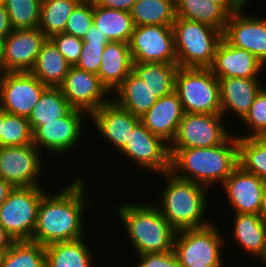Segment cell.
Listing matches in <instances>:
<instances>
[{"label": "cell", "mask_w": 266, "mask_h": 267, "mask_svg": "<svg viewBox=\"0 0 266 267\" xmlns=\"http://www.w3.org/2000/svg\"><path fill=\"white\" fill-rule=\"evenodd\" d=\"M86 184L83 175H77L56 193L46 192L42 196L31 241L47 246L85 236L83 215L94 206L91 199H86Z\"/></svg>", "instance_id": "1"}, {"label": "cell", "mask_w": 266, "mask_h": 267, "mask_svg": "<svg viewBox=\"0 0 266 267\" xmlns=\"http://www.w3.org/2000/svg\"><path fill=\"white\" fill-rule=\"evenodd\" d=\"M169 152L170 172L208 188L222 184L239 165L235 134L214 147L169 148Z\"/></svg>", "instance_id": "2"}, {"label": "cell", "mask_w": 266, "mask_h": 267, "mask_svg": "<svg viewBox=\"0 0 266 267\" xmlns=\"http://www.w3.org/2000/svg\"><path fill=\"white\" fill-rule=\"evenodd\" d=\"M160 176L166 179L165 187L154 204L176 231L202 228L213 222L206 220L207 206H210L208 187L178 178L170 171Z\"/></svg>", "instance_id": "3"}, {"label": "cell", "mask_w": 266, "mask_h": 267, "mask_svg": "<svg viewBox=\"0 0 266 267\" xmlns=\"http://www.w3.org/2000/svg\"><path fill=\"white\" fill-rule=\"evenodd\" d=\"M116 213L137 255L173 250L177 231L153 202H124L117 206Z\"/></svg>", "instance_id": "4"}, {"label": "cell", "mask_w": 266, "mask_h": 267, "mask_svg": "<svg viewBox=\"0 0 266 267\" xmlns=\"http://www.w3.org/2000/svg\"><path fill=\"white\" fill-rule=\"evenodd\" d=\"M172 29L178 66L210 68L223 32L209 25L179 17H176Z\"/></svg>", "instance_id": "5"}, {"label": "cell", "mask_w": 266, "mask_h": 267, "mask_svg": "<svg viewBox=\"0 0 266 267\" xmlns=\"http://www.w3.org/2000/svg\"><path fill=\"white\" fill-rule=\"evenodd\" d=\"M175 92L184 113L221 114L219 81L210 68L179 67Z\"/></svg>", "instance_id": "6"}, {"label": "cell", "mask_w": 266, "mask_h": 267, "mask_svg": "<svg viewBox=\"0 0 266 267\" xmlns=\"http://www.w3.org/2000/svg\"><path fill=\"white\" fill-rule=\"evenodd\" d=\"M214 224L177 231L173 251L181 267H224L222 250L227 239Z\"/></svg>", "instance_id": "7"}, {"label": "cell", "mask_w": 266, "mask_h": 267, "mask_svg": "<svg viewBox=\"0 0 266 267\" xmlns=\"http://www.w3.org/2000/svg\"><path fill=\"white\" fill-rule=\"evenodd\" d=\"M44 188L15 187L0 206V225L13 241H31Z\"/></svg>", "instance_id": "8"}, {"label": "cell", "mask_w": 266, "mask_h": 267, "mask_svg": "<svg viewBox=\"0 0 266 267\" xmlns=\"http://www.w3.org/2000/svg\"><path fill=\"white\" fill-rule=\"evenodd\" d=\"M85 120H89L86 112L72 108L64 117L38 126L33 131V145L47 155L55 154L52 157L62 156L75 149L84 138Z\"/></svg>", "instance_id": "9"}, {"label": "cell", "mask_w": 266, "mask_h": 267, "mask_svg": "<svg viewBox=\"0 0 266 267\" xmlns=\"http://www.w3.org/2000/svg\"><path fill=\"white\" fill-rule=\"evenodd\" d=\"M224 120L222 114L184 113L169 148H206L223 144L233 132Z\"/></svg>", "instance_id": "10"}, {"label": "cell", "mask_w": 266, "mask_h": 267, "mask_svg": "<svg viewBox=\"0 0 266 267\" xmlns=\"http://www.w3.org/2000/svg\"><path fill=\"white\" fill-rule=\"evenodd\" d=\"M42 154L33 144L0 147V178L14 187L42 186L39 182L45 173Z\"/></svg>", "instance_id": "11"}, {"label": "cell", "mask_w": 266, "mask_h": 267, "mask_svg": "<svg viewBox=\"0 0 266 267\" xmlns=\"http://www.w3.org/2000/svg\"><path fill=\"white\" fill-rule=\"evenodd\" d=\"M137 63H177L172 26H135L128 43Z\"/></svg>", "instance_id": "12"}, {"label": "cell", "mask_w": 266, "mask_h": 267, "mask_svg": "<svg viewBox=\"0 0 266 267\" xmlns=\"http://www.w3.org/2000/svg\"><path fill=\"white\" fill-rule=\"evenodd\" d=\"M139 170L162 174L170 171L169 144L152 134L141 122L132 131L126 145L119 151ZM141 168V169H140Z\"/></svg>", "instance_id": "13"}, {"label": "cell", "mask_w": 266, "mask_h": 267, "mask_svg": "<svg viewBox=\"0 0 266 267\" xmlns=\"http://www.w3.org/2000/svg\"><path fill=\"white\" fill-rule=\"evenodd\" d=\"M46 86L31 72L0 73V107L29 118Z\"/></svg>", "instance_id": "14"}, {"label": "cell", "mask_w": 266, "mask_h": 267, "mask_svg": "<svg viewBox=\"0 0 266 267\" xmlns=\"http://www.w3.org/2000/svg\"><path fill=\"white\" fill-rule=\"evenodd\" d=\"M60 89L73 109L82 110L88 115L111 100V94L101 84L97 74L76 66H70Z\"/></svg>", "instance_id": "15"}, {"label": "cell", "mask_w": 266, "mask_h": 267, "mask_svg": "<svg viewBox=\"0 0 266 267\" xmlns=\"http://www.w3.org/2000/svg\"><path fill=\"white\" fill-rule=\"evenodd\" d=\"M244 12L228 16L223 38L232 46L249 51L266 66V18Z\"/></svg>", "instance_id": "16"}, {"label": "cell", "mask_w": 266, "mask_h": 267, "mask_svg": "<svg viewBox=\"0 0 266 267\" xmlns=\"http://www.w3.org/2000/svg\"><path fill=\"white\" fill-rule=\"evenodd\" d=\"M47 39L39 28L13 29L4 39L3 72H31Z\"/></svg>", "instance_id": "17"}, {"label": "cell", "mask_w": 266, "mask_h": 267, "mask_svg": "<svg viewBox=\"0 0 266 267\" xmlns=\"http://www.w3.org/2000/svg\"><path fill=\"white\" fill-rule=\"evenodd\" d=\"M92 127L103 137V141L119 152L127 143L140 118L120 108L110 100L89 115Z\"/></svg>", "instance_id": "18"}, {"label": "cell", "mask_w": 266, "mask_h": 267, "mask_svg": "<svg viewBox=\"0 0 266 267\" xmlns=\"http://www.w3.org/2000/svg\"><path fill=\"white\" fill-rule=\"evenodd\" d=\"M234 213L259 214L266 183L237 166L221 184Z\"/></svg>", "instance_id": "19"}, {"label": "cell", "mask_w": 266, "mask_h": 267, "mask_svg": "<svg viewBox=\"0 0 266 267\" xmlns=\"http://www.w3.org/2000/svg\"><path fill=\"white\" fill-rule=\"evenodd\" d=\"M265 67L252 53L232 46L222 38L216 48L210 70L217 78L238 77L259 79L263 76L260 73H263Z\"/></svg>", "instance_id": "20"}, {"label": "cell", "mask_w": 266, "mask_h": 267, "mask_svg": "<svg viewBox=\"0 0 266 267\" xmlns=\"http://www.w3.org/2000/svg\"><path fill=\"white\" fill-rule=\"evenodd\" d=\"M184 110L178 94L158 98L156 103L146 112L140 122L154 135L161 137L169 145L174 140Z\"/></svg>", "instance_id": "21"}, {"label": "cell", "mask_w": 266, "mask_h": 267, "mask_svg": "<svg viewBox=\"0 0 266 267\" xmlns=\"http://www.w3.org/2000/svg\"><path fill=\"white\" fill-rule=\"evenodd\" d=\"M218 81L221 96V114L224 118L227 115L230 116L231 113L235 114V117L240 118V122L249 112L256 95L265 85L260 79L252 78H218Z\"/></svg>", "instance_id": "22"}, {"label": "cell", "mask_w": 266, "mask_h": 267, "mask_svg": "<svg viewBox=\"0 0 266 267\" xmlns=\"http://www.w3.org/2000/svg\"><path fill=\"white\" fill-rule=\"evenodd\" d=\"M133 69V58L126 42L111 41L102 53L97 76L112 95Z\"/></svg>", "instance_id": "23"}, {"label": "cell", "mask_w": 266, "mask_h": 267, "mask_svg": "<svg viewBox=\"0 0 266 267\" xmlns=\"http://www.w3.org/2000/svg\"><path fill=\"white\" fill-rule=\"evenodd\" d=\"M232 241L241 251L261 259L266 250V223L259 214L234 213Z\"/></svg>", "instance_id": "24"}, {"label": "cell", "mask_w": 266, "mask_h": 267, "mask_svg": "<svg viewBox=\"0 0 266 267\" xmlns=\"http://www.w3.org/2000/svg\"><path fill=\"white\" fill-rule=\"evenodd\" d=\"M120 108L141 118L156 103L152 90L133 71L111 95Z\"/></svg>", "instance_id": "25"}, {"label": "cell", "mask_w": 266, "mask_h": 267, "mask_svg": "<svg viewBox=\"0 0 266 267\" xmlns=\"http://www.w3.org/2000/svg\"><path fill=\"white\" fill-rule=\"evenodd\" d=\"M83 238L45 246L46 267H93V249Z\"/></svg>", "instance_id": "26"}, {"label": "cell", "mask_w": 266, "mask_h": 267, "mask_svg": "<svg viewBox=\"0 0 266 267\" xmlns=\"http://www.w3.org/2000/svg\"><path fill=\"white\" fill-rule=\"evenodd\" d=\"M70 66L56 45L47 39L31 73L46 87H60Z\"/></svg>", "instance_id": "27"}, {"label": "cell", "mask_w": 266, "mask_h": 267, "mask_svg": "<svg viewBox=\"0 0 266 267\" xmlns=\"http://www.w3.org/2000/svg\"><path fill=\"white\" fill-rule=\"evenodd\" d=\"M176 17L200 22L224 32L229 14L211 0H175Z\"/></svg>", "instance_id": "28"}, {"label": "cell", "mask_w": 266, "mask_h": 267, "mask_svg": "<svg viewBox=\"0 0 266 267\" xmlns=\"http://www.w3.org/2000/svg\"><path fill=\"white\" fill-rule=\"evenodd\" d=\"M177 63H137L133 62L132 71L141 78L158 99L175 91Z\"/></svg>", "instance_id": "29"}, {"label": "cell", "mask_w": 266, "mask_h": 267, "mask_svg": "<svg viewBox=\"0 0 266 267\" xmlns=\"http://www.w3.org/2000/svg\"><path fill=\"white\" fill-rule=\"evenodd\" d=\"M93 23L110 41L129 43L135 24L131 13L93 4Z\"/></svg>", "instance_id": "30"}, {"label": "cell", "mask_w": 266, "mask_h": 267, "mask_svg": "<svg viewBox=\"0 0 266 267\" xmlns=\"http://www.w3.org/2000/svg\"><path fill=\"white\" fill-rule=\"evenodd\" d=\"M71 109L60 87H46L28 118L32 132L40 125L64 117Z\"/></svg>", "instance_id": "31"}, {"label": "cell", "mask_w": 266, "mask_h": 267, "mask_svg": "<svg viewBox=\"0 0 266 267\" xmlns=\"http://www.w3.org/2000/svg\"><path fill=\"white\" fill-rule=\"evenodd\" d=\"M130 13L135 26H172L176 20L175 0H136Z\"/></svg>", "instance_id": "32"}, {"label": "cell", "mask_w": 266, "mask_h": 267, "mask_svg": "<svg viewBox=\"0 0 266 267\" xmlns=\"http://www.w3.org/2000/svg\"><path fill=\"white\" fill-rule=\"evenodd\" d=\"M82 0H42L39 29L49 39L64 32L67 20Z\"/></svg>", "instance_id": "33"}, {"label": "cell", "mask_w": 266, "mask_h": 267, "mask_svg": "<svg viewBox=\"0 0 266 267\" xmlns=\"http://www.w3.org/2000/svg\"><path fill=\"white\" fill-rule=\"evenodd\" d=\"M237 140L239 166L266 183V137H237Z\"/></svg>", "instance_id": "34"}, {"label": "cell", "mask_w": 266, "mask_h": 267, "mask_svg": "<svg viewBox=\"0 0 266 267\" xmlns=\"http://www.w3.org/2000/svg\"><path fill=\"white\" fill-rule=\"evenodd\" d=\"M1 267H46L45 246L33 241H14Z\"/></svg>", "instance_id": "35"}, {"label": "cell", "mask_w": 266, "mask_h": 267, "mask_svg": "<svg viewBox=\"0 0 266 267\" xmlns=\"http://www.w3.org/2000/svg\"><path fill=\"white\" fill-rule=\"evenodd\" d=\"M42 0H2L13 29L39 27Z\"/></svg>", "instance_id": "36"}, {"label": "cell", "mask_w": 266, "mask_h": 267, "mask_svg": "<svg viewBox=\"0 0 266 267\" xmlns=\"http://www.w3.org/2000/svg\"><path fill=\"white\" fill-rule=\"evenodd\" d=\"M33 144V132L28 118L6 112L2 130V147H19Z\"/></svg>", "instance_id": "37"}, {"label": "cell", "mask_w": 266, "mask_h": 267, "mask_svg": "<svg viewBox=\"0 0 266 267\" xmlns=\"http://www.w3.org/2000/svg\"><path fill=\"white\" fill-rule=\"evenodd\" d=\"M247 127L246 134H237L240 138L266 137V86L256 95L249 112L241 120ZM251 131V132H250Z\"/></svg>", "instance_id": "38"}, {"label": "cell", "mask_w": 266, "mask_h": 267, "mask_svg": "<svg viewBox=\"0 0 266 267\" xmlns=\"http://www.w3.org/2000/svg\"><path fill=\"white\" fill-rule=\"evenodd\" d=\"M93 24V3L82 0L72 11L64 32L83 39Z\"/></svg>", "instance_id": "39"}, {"label": "cell", "mask_w": 266, "mask_h": 267, "mask_svg": "<svg viewBox=\"0 0 266 267\" xmlns=\"http://www.w3.org/2000/svg\"><path fill=\"white\" fill-rule=\"evenodd\" d=\"M62 53L66 61L75 66L80 59L83 40L74 35L62 32L49 38Z\"/></svg>", "instance_id": "40"}, {"label": "cell", "mask_w": 266, "mask_h": 267, "mask_svg": "<svg viewBox=\"0 0 266 267\" xmlns=\"http://www.w3.org/2000/svg\"><path fill=\"white\" fill-rule=\"evenodd\" d=\"M107 44L83 43L76 67L87 72L98 74L101 57Z\"/></svg>", "instance_id": "41"}, {"label": "cell", "mask_w": 266, "mask_h": 267, "mask_svg": "<svg viewBox=\"0 0 266 267\" xmlns=\"http://www.w3.org/2000/svg\"><path fill=\"white\" fill-rule=\"evenodd\" d=\"M136 256L138 263L134 265L135 267H181L173 250L163 253H146Z\"/></svg>", "instance_id": "42"}, {"label": "cell", "mask_w": 266, "mask_h": 267, "mask_svg": "<svg viewBox=\"0 0 266 267\" xmlns=\"http://www.w3.org/2000/svg\"><path fill=\"white\" fill-rule=\"evenodd\" d=\"M96 6L130 12L136 0H91Z\"/></svg>", "instance_id": "43"}, {"label": "cell", "mask_w": 266, "mask_h": 267, "mask_svg": "<svg viewBox=\"0 0 266 267\" xmlns=\"http://www.w3.org/2000/svg\"><path fill=\"white\" fill-rule=\"evenodd\" d=\"M83 43H95V44H108L111 41L108 39L105 33H102L98 27L93 23L89 28L84 38Z\"/></svg>", "instance_id": "44"}, {"label": "cell", "mask_w": 266, "mask_h": 267, "mask_svg": "<svg viewBox=\"0 0 266 267\" xmlns=\"http://www.w3.org/2000/svg\"><path fill=\"white\" fill-rule=\"evenodd\" d=\"M211 1L220 5L229 15L242 10H246L248 8V4L244 0H211Z\"/></svg>", "instance_id": "45"}, {"label": "cell", "mask_w": 266, "mask_h": 267, "mask_svg": "<svg viewBox=\"0 0 266 267\" xmlns=\"http://www.w3.org/2000/svg\"><path fill=\"white\" fill-rule=\"evenodd\" d=\"M12 31L13 28L9 20L8 12L2 0H0V37L5 39Z\"/></svg>", "instance_id": "46"}, {"label": "cell", "mask_w": 266, "mask_h": 267, "mask_svg": "<svg viewBox=\"0 0 266 267\" xmlns=\"http://www.w3.org/2000/svg\"><path fill=\"white\" fill-rule=\"evenodd\" d=\"M14 188L15 187L11 183L0 178V206L6 201Z\"/></svg>", "instance_id": "47"}, {"label": "cell", "mask_w": 266, "mask_h": 267, "mask_svg": "<svg viewBox=\"0 0 266 267\" xmlns=\"http://www.w3.org/2000/svg\"><path fill=\"white\" fill-rule=\"evenodd\" d=\"M13 239L7 234L5 229L0 225V249L8 250L13 243Z\"/></svg>", "instance_id": "48"}, {"label": "cell", "mask_w": 266, "mask_h": 267, "mask_svg": "<svg viewBox=\"0 0 266 267\" xmlns=\"http://www.w3.org/2000/svg\"><path fill=\"white\" fill-rule=\"evenodd\" d=\"M259 215L266 223V187H265L263 194H262Z\"/></svg>", "instance_id": "49"}, {"label": "cell", "mask_w": 266, "mask_h": 267, "mask_svg": "<svg viewBox=\"0 0 266 267\" xmlns=\"http://www.w3.org/2000/svg\"><path fill=\"white\" fill-rule=\"evenodd\" d=\"M6 112L0 107V147H2V130Z\"/></svg>", "instance_id": "50"}, {"label": "cell", "mask_w": 266, "mask_h": 267, "mask_svg": "<svg viewBox=\"0 0 266 267\" xmlns=\"http://www.w3.org/2000/svg\"><path fill=\"white\" fill-rule=\"evenodd\" d=\"M4 39L0 37V73H3Z\"/></svg>", "instance_id": "51"}, {"label": "cell", "mask_w": 266, "mask_h": 267, "mask_svg": "<svg viewBox=\"0 0 266 267\" xmlns=\"http://www.w3.org/2000/svg\"><path fill=\"white\" fill-rule=\"evenodd\" d=\"M6 252H7V250L0 249V267L3 264V260L5 258Z\"/></svg>", "instance_id": "52"}, {"label": "cell", "mask_w": 266, "mask_h": 267, "mask_svg": "<svg viewBox=\"0 0 266 267\" xmlns=\"http://www.w3.org/2000/svg\"><path fill=\"white\" fill-rule=\"evenodd\" d=\"M265 262V265H266V250H265V253L263 255V257L260 259V262Z\"/></svg>", "instance_id": "53"}, {"label": "cell", "mask_w": 266, "mask_h": 267, "mask_svg": "<svg viewBox=\"0 0 266 267\" xmlns=\"http://www.w3.org/2000/svg\"><path fill=\"white\" fill-rule=\"evenodd\" d=\"M247 4H250V1L251 0H244ZM252 1H254V0H252Z\"/></svg>", "instance_id": "54"}]
</instances>
